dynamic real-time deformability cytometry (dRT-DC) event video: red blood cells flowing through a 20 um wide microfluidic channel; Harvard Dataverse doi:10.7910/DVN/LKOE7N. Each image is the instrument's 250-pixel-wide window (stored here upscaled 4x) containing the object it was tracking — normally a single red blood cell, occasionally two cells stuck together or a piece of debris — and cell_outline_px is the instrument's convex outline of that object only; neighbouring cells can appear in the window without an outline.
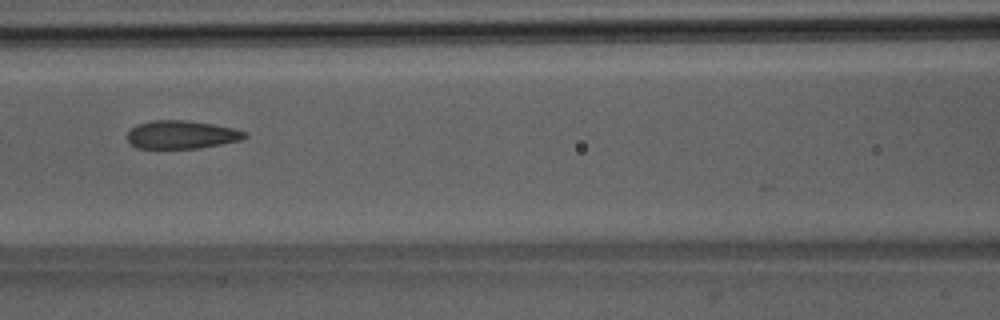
{"species": "Egyptian fruit bat (a non-hibernating species)", "species_latin": "Rousettus aegyptiacus", "temperature_condition": "room temperature", "stored_images_in_passage": 4, "camera_frame_rate_fps": 3000, "um_per_image_px": 0.085, "animal": {"sex": "male"}, "frame": {"image": 1, "passage_image": 4, "time_ms": 3.333, "image_size_px": [1000, 320], "cell_outline_px": [[248, 136], [244, 140], [200, 148], [136, 148], [128, 140], [128, 132], [136, 124], [152, 120], [188, 120], [212, 124], [232, 128], [248, 132]], "centroid_in_image_um": [15.47, 11.44], "position_along_channel_um": 151.1, "area_um2": 19.42}}